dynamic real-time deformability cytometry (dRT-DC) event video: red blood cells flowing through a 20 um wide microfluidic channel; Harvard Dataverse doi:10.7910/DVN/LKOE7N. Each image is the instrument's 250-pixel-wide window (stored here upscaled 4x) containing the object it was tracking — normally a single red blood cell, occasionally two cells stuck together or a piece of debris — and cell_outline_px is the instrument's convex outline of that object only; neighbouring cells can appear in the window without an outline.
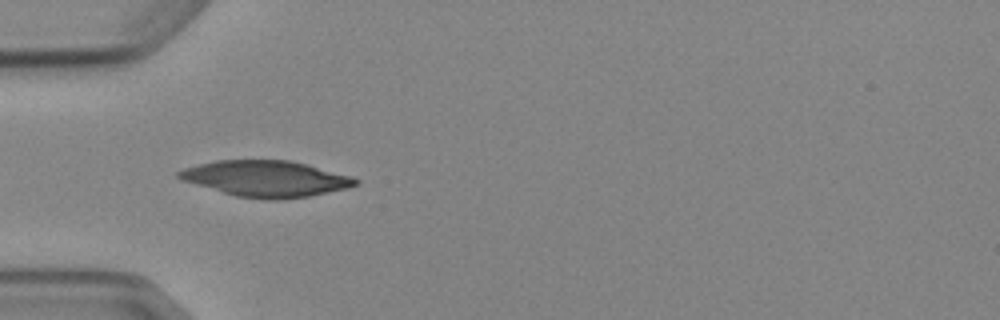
{"species": "Egyptian fruit bat (a non-hibernating species)", "species_latin": "Rousettus aegyptiacus", "temperature_condition": "cold", "stored_images_in_passage": 5, "camera_frame_rate_fps": 3000, "um_per_image_px": 0.085, "animal": {"sex": "female"}, "frame": {"image": 1, "passage_image": 5, "time_ms": 5.0, "image_size_px": [1000, 320], "cell_outline_px": [[360, 184], [348, 188], [308, 196], [276, 200], [236, 196], [180, 180], [176, 176], [176, 172], [184, 168], [216, 160], [288, 160], [308, 164], [352, 176], [360, 180]], "centroid_in_image_um": [22.62, 15.18], "position_along_channel_um": 62.4, "area_um2": 37.11}}